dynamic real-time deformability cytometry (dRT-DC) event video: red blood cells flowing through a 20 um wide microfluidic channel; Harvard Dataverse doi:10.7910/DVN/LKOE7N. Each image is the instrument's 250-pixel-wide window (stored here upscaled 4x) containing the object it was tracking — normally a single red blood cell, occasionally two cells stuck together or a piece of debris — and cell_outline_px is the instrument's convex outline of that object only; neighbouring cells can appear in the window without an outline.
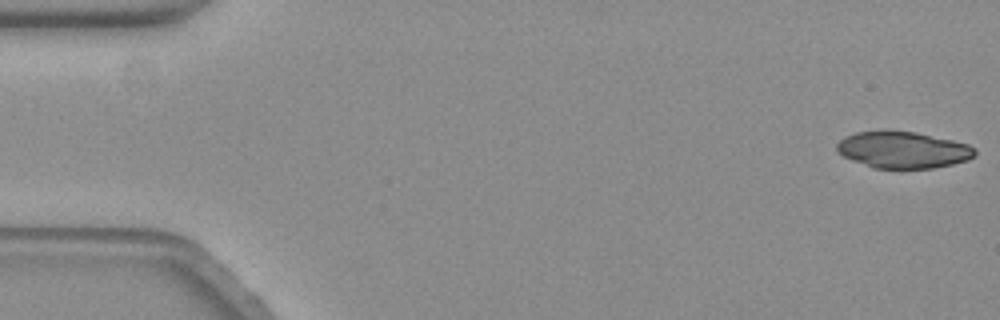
{"species": "common noctule bat (a hibernating species)", "species_latin": "Nyctalus noctula", "temperature_condition": "warm", "stored_images_in_passage": 34, "camera_frame_rate_fps": 3000, "um_per_image_px": 0.085, "animal": {"sex": "female", "body_mass_g": 19.3, "forearm_length_mm": 54.1}, "frame": {"image": 1, "passage_image": 1, "time_ms": 0.0, "image_size_px": [1000, 320], "cell_outline_px": [[976, 152], [968, 160], [952, 164], [932, 168], [872, 168], [852, 160], [844, 156], [836, 148], [836, 144], [844, 136], [856, 132], [880, 128], [888, 128], [916, 132], [952, 140], [968, 144], [976, 148]], "centroid_in_image_um": [76.71, 12.7], "position_along_channel_um": 8.3, "area_um2": 30.0}}